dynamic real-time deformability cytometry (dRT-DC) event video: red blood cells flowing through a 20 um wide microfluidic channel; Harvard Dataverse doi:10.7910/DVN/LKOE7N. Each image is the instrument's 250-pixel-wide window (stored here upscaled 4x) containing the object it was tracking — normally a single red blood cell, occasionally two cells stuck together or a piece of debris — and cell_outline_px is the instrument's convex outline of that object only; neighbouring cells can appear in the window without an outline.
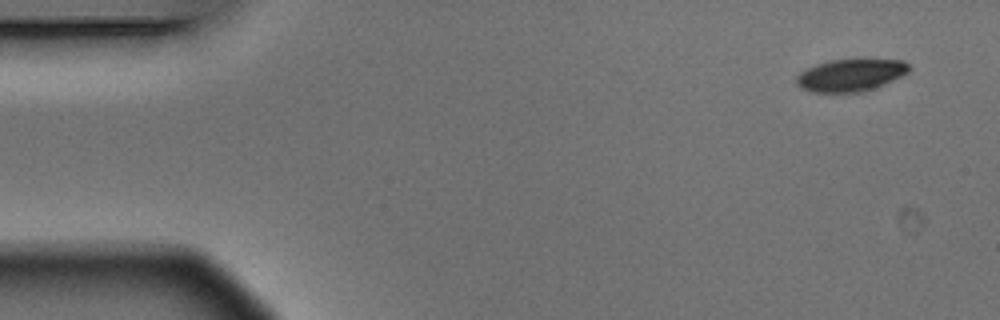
{"species": "Egyptian fruit bat (a non-hibernating species)", "species_latin": "Rousettus aegyptiacus", "temperature_condition": "warm", "stored_images_in_passage": 7, "camera_frame_rate_fps": 3000, "um_per_image_px": 0.085, "animal": {"sex": "male"}, "frame": {"image": 1, "passage_image": 1, "time_ms": 0.0, "image_size_px": [1000, 320], "cell_outline_px": [[912, 68], [908, 72], [884, 84], [864, 92], [812, 92], [800, 88], [796, 84], [796, 76], [800, 72], [816, 64], [832, 60], [904, 60]], "centroid_in_image_um": [72.28, 6.4], "position_along_channel_um": 12.7, "area_um2": 21.04}}
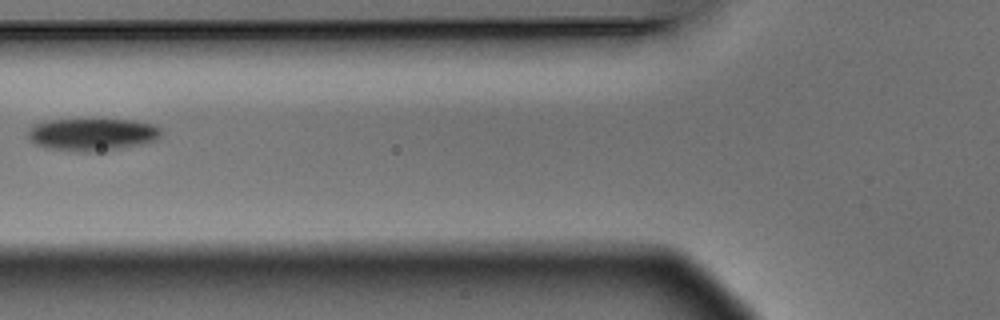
{"frame": {"image": 2, "passage_image": 6, "time_ms": 1.667, "image_size_px": [1000, 320], "cell_outline_px": [[160, 136], [156, 140], [140, 144], [100, 152], [76, 152], [44, 148], [36, 144], [28, 136], [28, 132], [36, 124], [48, 120], [132, 120], [152, 124], [160, 128]], "centroid_in_image_um": [7.84, 11.45], "position_along_channel_um": 118.0, "area_um2": 25.03}}
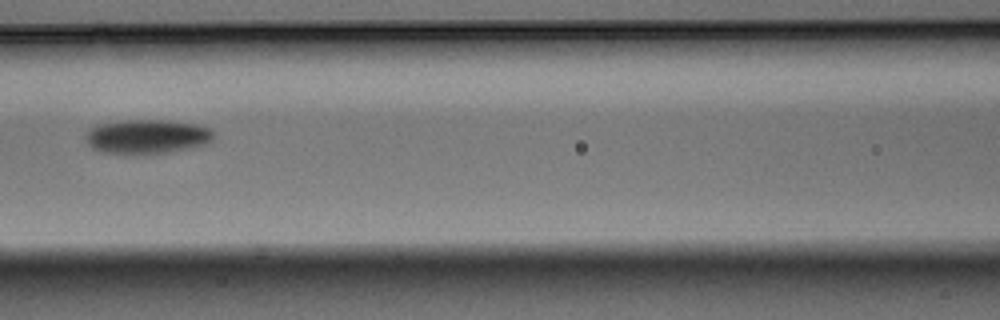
{"frame": {"image": 3, "passage_image": 7, "time_ms": 2.0, "image_size_px": [1000, 320], "cell_outline_px": [[212, 140], [208, 144], [164, 152], [100, 152], [92, 148], [88, 144], [84, 136], [92, 128], [100, 124], [128, 120], [168, 120], [196, 124], [208, 128], [212, 132]], "centroid_in_image_um": [12.5, 11.58], "position_along_channel_um": 154.1, "area_um2": 24.74}}